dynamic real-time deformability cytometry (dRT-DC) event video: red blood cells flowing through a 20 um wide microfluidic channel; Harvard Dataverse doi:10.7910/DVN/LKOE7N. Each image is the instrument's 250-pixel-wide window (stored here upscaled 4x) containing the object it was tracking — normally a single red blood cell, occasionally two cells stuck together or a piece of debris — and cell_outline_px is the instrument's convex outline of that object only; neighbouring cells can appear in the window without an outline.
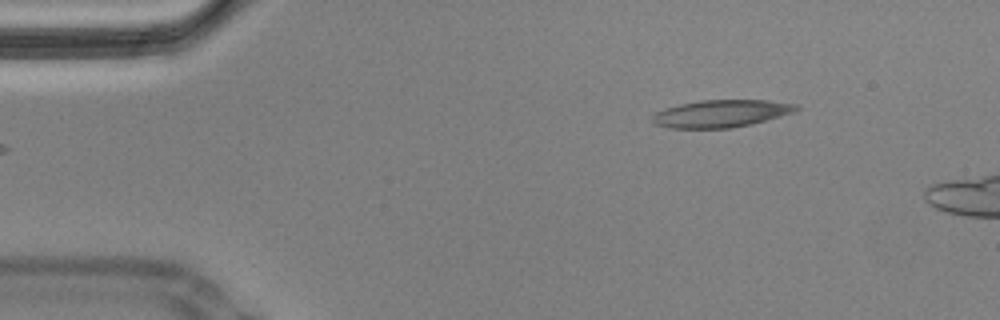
{"species": "Egyptian fruit bat (a non-hibernating species)", "species_latin": "Rousettus aegyptiacus", "temperature_condition": "cold", "stored_images_in_passage": 10, "camera_frame_rate_fps": 3000, "um_per_image_px": 0.085, "animal": {"sex": "male"}, "frame": {"image": 1, "passage_image": 2, "time_ms": 0.333, "image_size_px": [1000, 320], "cell_outline_px": [[800, 108], [796, 112], [752, 124], [732, 128], [668, 128], [652, 124], [652, 116], [656, 112], [664, 108], [680, 104], [700, 100], [768, 100], [796, 104]], "centroid_in_image_um": [61.29, 9.65], "position_along_channel_um": 23.7, "area_um2": 23.18}}